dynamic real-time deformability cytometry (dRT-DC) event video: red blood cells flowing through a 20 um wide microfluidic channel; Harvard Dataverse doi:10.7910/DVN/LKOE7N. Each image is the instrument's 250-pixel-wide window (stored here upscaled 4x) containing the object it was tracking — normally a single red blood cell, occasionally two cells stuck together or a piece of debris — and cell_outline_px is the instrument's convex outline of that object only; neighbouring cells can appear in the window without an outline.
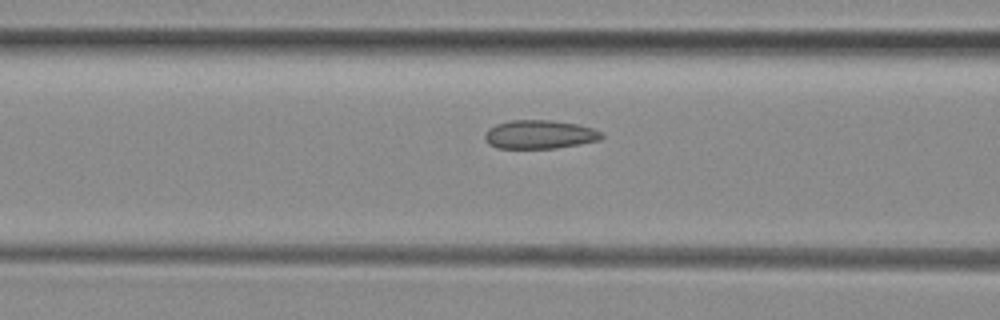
{"species": "common noctule bat (a hibernating species)", "species_latin": "Nyctalus noctula", "temperature_condition": "room temperature", "stored_images_in_passage": 16, "camera_frame_rate_fps": 3000, "um_per_image_px": 0.085, "animal": {"sex": "female", "body_mass_g": 29.2, "forearm_length_mm": 56.3}, "frame": {"image": 1, "passage_image": 14, "time_ms": 4.333, "image_size_px": [1000, 320], "cell_outline_px": [[604, 136], [600, 140], [580, 144], [556, 148], [496, 148], [488, 144], [484, 140], [484, 136], [488, 128], [496, 124], [512, 120], [548, 120], [576, 124], [592, 128], [600, 132]], "centroid_in_image_um": [45.83, 11.43], "position_along_channel_um": 120.8, "area_um2": 19.48}}